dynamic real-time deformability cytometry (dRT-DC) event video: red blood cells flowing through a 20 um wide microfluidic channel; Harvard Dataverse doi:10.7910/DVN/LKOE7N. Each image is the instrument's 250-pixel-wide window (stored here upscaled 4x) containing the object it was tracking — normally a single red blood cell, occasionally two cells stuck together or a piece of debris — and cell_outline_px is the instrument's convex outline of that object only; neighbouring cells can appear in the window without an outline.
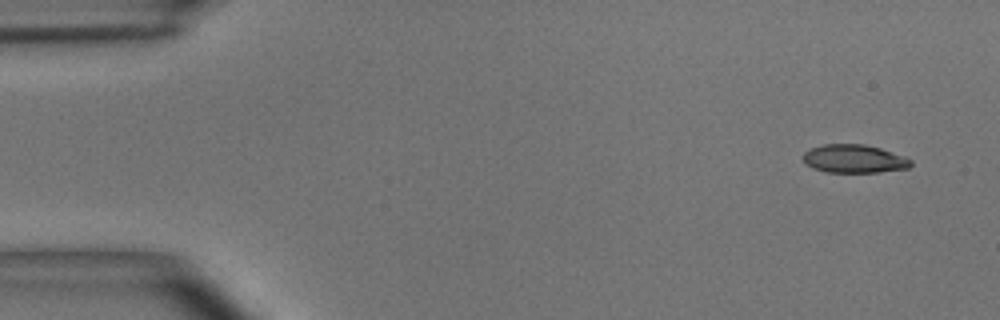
{"species": "common noctule bat (a hibernating species)", "species_latin": "Nyctalus noctula", "temperature_condition": "room temperature", "stored_images_in_passage": 5, "camera_frame_rate_fps": 3000, "um_per_image_px": 0.085, "animal": {"sex": "male", "body_mass_g": 15.6}, "frame": {"image": 1, "passage_image": 1, "time_ms": 0.0, "image_size_px": [1000, 320], "cell_outline_px": [[912, 164], [908, 168], [880, 172], [824, 172], [812, 168], [804, 164], [804, 152], [812, 148], [824, 144], [864, 144], [880, 148], [904, 156], [912, 160]], "centroid_in_image_um": [72.59, 13.5], "position_along_channel_um": 12.4, "area_um2": 17.8}}
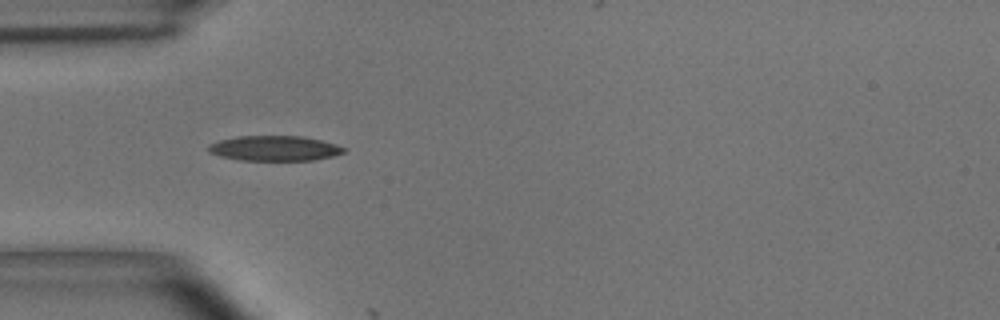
{"frame": {"image": 2, "passage_image": 4, "time_ms": 1.0, "image_size_px": [1000, 320], "cell_outline_px": [[344, 152], [332, 156], [312, 160], [240, 160], [220, 156], [208, 152], [208, 144], [220, 140], [236, 136], [300, 136], [320, 140], [336, 144], [344, 148]], "centroid_in_image_um": [23.29, 12.6], "position_along_channel_um": 61.7, "area_um2": 19.65}}
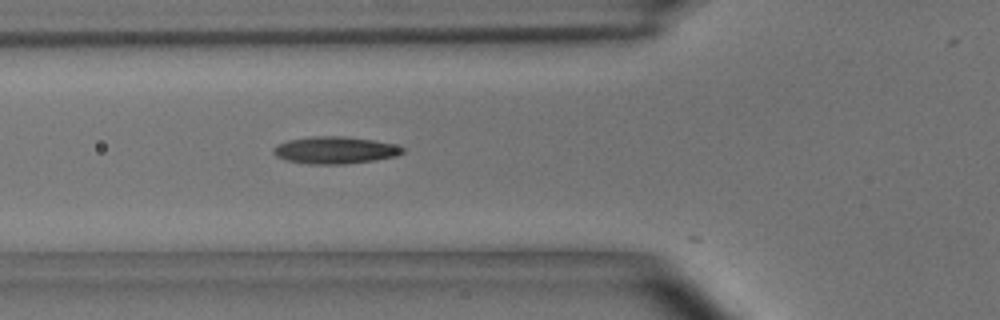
{"frame": {"image": 3, "passage_image": 5, "time_ms": 1.333, "image_size_px": [1000, 320], "cell_outline_px": [[404, 152], [396, 156], [376, 160], [344, 164], [308, 164], [284, 160], [276, 156], [272, 152], [272, 148], [276, 144], [288, 140], [312, 136], [344, 136], [372, 140], [392, 144], [404, 148]], "centroid_in_image_um": [28.42, 12.77], "position_along_channel_um": 97.4, "area_um2": 20.52}}